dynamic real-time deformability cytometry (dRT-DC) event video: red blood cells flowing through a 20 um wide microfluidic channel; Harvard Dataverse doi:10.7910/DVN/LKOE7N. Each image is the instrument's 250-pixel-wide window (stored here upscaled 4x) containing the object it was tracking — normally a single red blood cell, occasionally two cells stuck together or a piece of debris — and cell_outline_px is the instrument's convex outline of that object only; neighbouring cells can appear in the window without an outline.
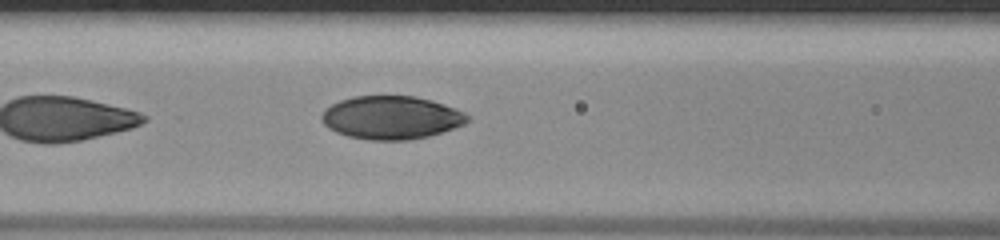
{"species": "human", "species_latin": "Homo sapiens", "temperature_condition": "room temperature", "stored_images_in_passage": 33, "camera_frame_rate_fps": 3000, "um_per_image_px": 0.085, "donor": {"sex": "male"}, "frame": {"image": 1, "passage_image": 6, "time_ms": 1.667, "image_size_px": [1000, 240], "cell_outline_px": [[472, 116], [464, 124], [428, 136], [408, 140], [368, 140], [348, 136], [336, 132], [328, 128], [320, 120], [320, 116], [332, 104], [340, 100], [352, 96], [416, 96], [432, 100], [444, 104], [464, 112]], "centroid_in_image_um": [33.25, 9.99], "position_along_channel_um": 133.3, "area_um2": 36.7}}
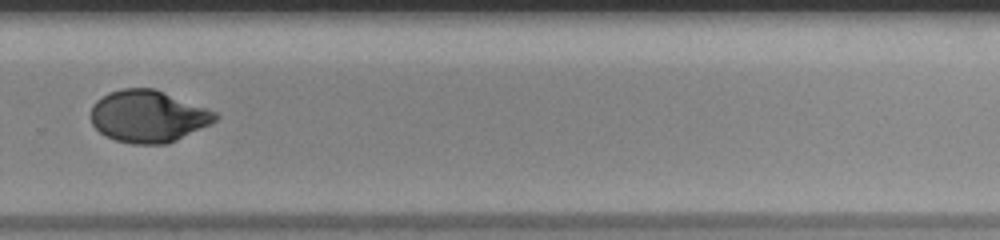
{"frame": {"image": 2, "passage_image": 19, "time_ms": 6.0, "image_size_px": [1000, 240], "cell_outline_px": [[220, 116], [212, 124], [168, 144], [132, 144], [116, 140], [104, 136], [92, 124], [92, 104], [96, 100], [108, 92], [120, 88], [156, 88], [208, 108], [216, 112]], "centroid_in_image_um": [12.62, 9.88], "position_along_channel_um": 317.2, "area_um2": 38.21}}
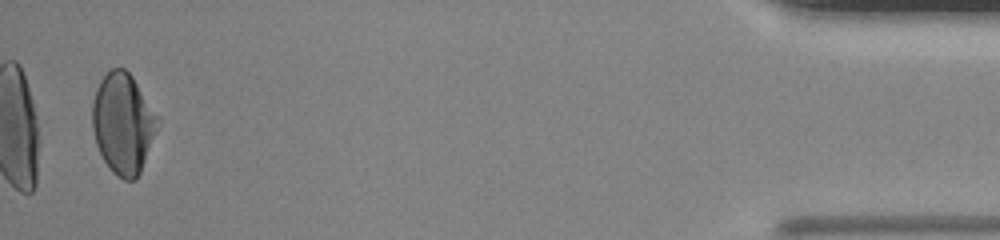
{"frame": {"image": 3, "passage_image": 32, "time_ms": 10.333, "image_size_px": [1000, 240], "cell_outline_px": [[160, 116], [156, 128], [140, 172], [132, 180], [124, 180], [112, 172], [104, 160], [96, 144], [92, 128], [92, 104], [96, 88], [100, 80], [112, 68], [124, 68], [132, 76]], "centroid_in_image_um": [10.44, 10.45], "position_along_channel_um": 424.8, "area_um2": 37.92}}